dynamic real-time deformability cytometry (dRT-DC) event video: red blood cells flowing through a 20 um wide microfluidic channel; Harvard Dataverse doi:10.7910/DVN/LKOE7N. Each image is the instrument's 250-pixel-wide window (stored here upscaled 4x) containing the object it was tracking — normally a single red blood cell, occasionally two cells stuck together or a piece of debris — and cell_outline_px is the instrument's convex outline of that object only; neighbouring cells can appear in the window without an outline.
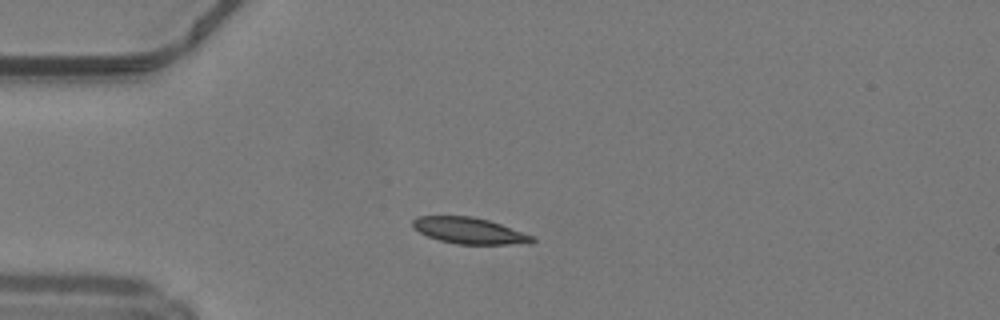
{"species": "common noctule bat (a hibernating species)", "species_latin": "Nyctalus noctula", "temperature_condition": "warm", "stored_images_in_passage": 37, "camera_frame_rate_fps": 3000, "um_per_image_px": 0.085, "animal": {"sex": "male", "body_mass_g": 19.2, "forearm_length_mm": 51.8}, "frame": {"image": 1, "passage_image": 1, "time_ms": 0.0, "image_size_px": [1000, 320], "cell_outline_px": [[536, 240], [532, 244], [456, 244], [440, 240], [428, 236], [420, 232], [412, 224], [412, 220], [416, 216], [472, 216], [488, 220], [500, 224], [532, 236]], "centroid_in_image_um": [39.9, 19.61], "position_along_channel_um": 45.1, "area_um2": 18.09}}
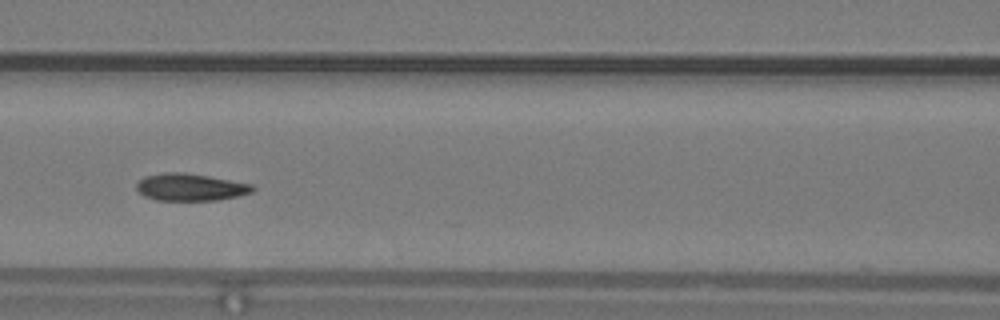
{"frame": {"image": 2, "passage_image": 10, "time_ms": 3.0, "image_size_px": [1000, 320], "cell_outline_px": [[256, 188], [252, 192], [240, 196], [216, 200], [156, 200], [144, 196], [136, 188], [136, 184], [144, 176], [164, 172], [184, 172], [208, 176], [252, 184]], "centroid_in_image_um": [16.19, 15.91], "position_along_channel_um": 150.4, "area_um2": 18.44}}
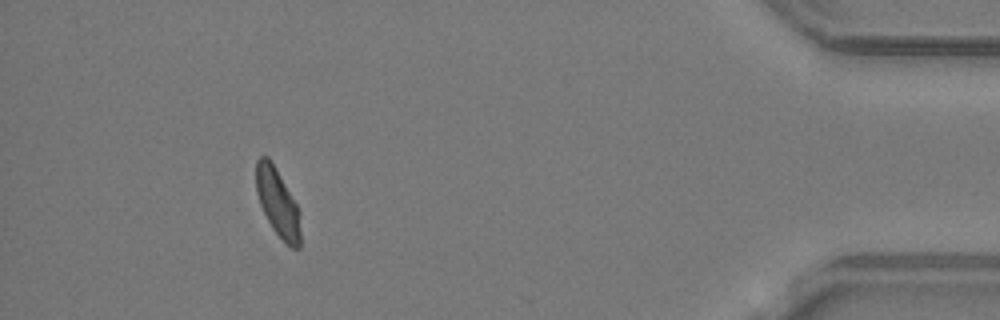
{"frame": {"image": 3, "passage_image": 33, "time_ms": 10.667, "image_size_px": [1000, 320], "cell_outline_px": [[300, 248], [292, 248], [284, 244], [272, 228], [260, 204], [256, 192], [256, 160], [260, 156], [268, 156], [276, 168], [296, 204], [300, 212]], "centroid_in_image_um": [23.6, 17.25], "position_along_channel_um": 411.6, "area_um2": 17.63}, "authors_computed_cell_mechanics": {"area_um2": 18.3804, "velocity_mm_per_s": 4.2028, "shape_relaxation_time_tau1_ms": 3.0192, "shape_relaxation_time_tau2_ms": 1.9854, "deformation_change_tau1": 0.1361, "deformation_change_tau2": 0.0281}}